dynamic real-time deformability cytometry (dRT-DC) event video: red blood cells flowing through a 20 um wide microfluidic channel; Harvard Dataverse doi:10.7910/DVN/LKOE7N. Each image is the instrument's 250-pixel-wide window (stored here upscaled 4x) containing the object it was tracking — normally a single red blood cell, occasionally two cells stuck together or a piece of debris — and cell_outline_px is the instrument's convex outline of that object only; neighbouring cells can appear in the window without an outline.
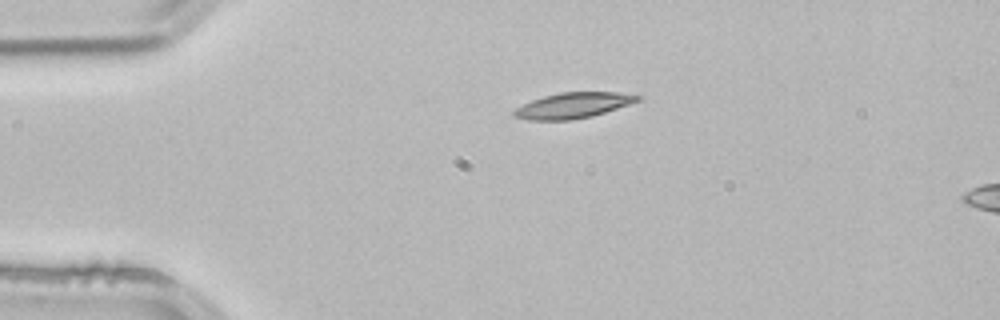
{"species": "common noctule bat (a hibernating species)", "species_latin": "Nyctalus noctula", "temperature_condition": "room temperature", "stored_images_in_passage": 2, "camera_frame_rate_fps": 3000, "um_per_image_px": 0.085, "animal": {"sex": "male", "body_mass_g": 21.5, "forearm_length_mm": 52.0}, "frame": {"image": 1, "passage_image": 1, "time_ms": 0.0, "image_size_px": [1000, 320], "cell_outline_px": [[640, 100], [592, 116], [568, 120], [528, 120], [512, 116], [512, 112], [516, 108], [532, 100], [544, 96], [560, 92], [616, 92], [640, 96]], "centroid_in_image_um": [48.65, 8.96], "position_along_channel_um": 36.3, "area_um2": 18.15}}